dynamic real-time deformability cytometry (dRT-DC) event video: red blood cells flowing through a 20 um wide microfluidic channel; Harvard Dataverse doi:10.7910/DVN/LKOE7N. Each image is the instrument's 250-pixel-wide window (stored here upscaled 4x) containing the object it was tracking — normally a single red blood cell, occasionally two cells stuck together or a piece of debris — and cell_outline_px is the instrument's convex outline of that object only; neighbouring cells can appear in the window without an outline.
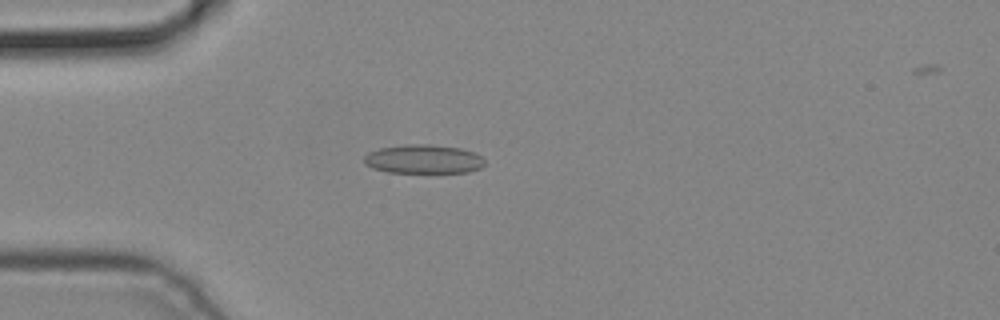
{"species": "common noctule bat (a hibernating species)", "species_latin": "Nyctalus noctula", "temperature_condition": "cold", "stored_images_in_passage": 5, "camera_frame_rate_fps": 3000, "um_per_image_px": 0.085, "animal": {"sex": "male", "body_mass_g": 19.2, "forearm_length_mm": 51.8}, "frame": {"image": 1, "passage_image": 4, "time_ms": 1.0, "image_size_px": [1000, 320], "cell_outline_px": [[484, 164], [480, 168], [468, 172], [388, 172], [372, 168], [364, 164], [364, 156], [368, 152], [380, 148], [408, 144], [432, 144], [460, 148], [476, 152], [484, 160]], "centroid_in_image_um": [35.99, 13.52], "position_along_channel_um": 49.0, "area_um2": 20.35}}